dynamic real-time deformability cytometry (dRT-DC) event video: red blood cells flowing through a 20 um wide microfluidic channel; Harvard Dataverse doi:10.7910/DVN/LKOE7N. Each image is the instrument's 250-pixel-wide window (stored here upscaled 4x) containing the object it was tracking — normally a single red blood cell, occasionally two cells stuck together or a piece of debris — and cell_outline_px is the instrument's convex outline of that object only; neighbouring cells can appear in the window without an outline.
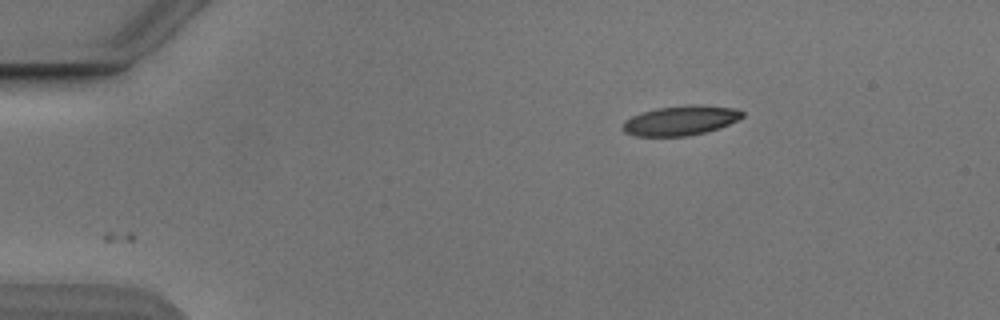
{"species": "Egyptian fruit bat (a non-hibernating species)", "species_latin": "Rousettus aegyptiacus", "temperature_condition": "cold", "stored_images_in_passage": 45, "camera_frame_rate_fps": 3000, "um_per_image_px": 0.085, "animal": {"sex": "male"}, "frame": {"image": 1, "passage_image": 1, "time_ms": 0.0, "image_size_px": [1000, 320], "cell_outline_px": [[744, 116], [720, 128], [688, 136], [636, 136], [624, 132], [620, 128], [624, 120], [632, 116], [656, 108], [732, 108], [744, 112]], "centroid_in_image_um": [57.74, 10.32], "position_along_channel_um": 27.3, "area_um2": 19.48}}
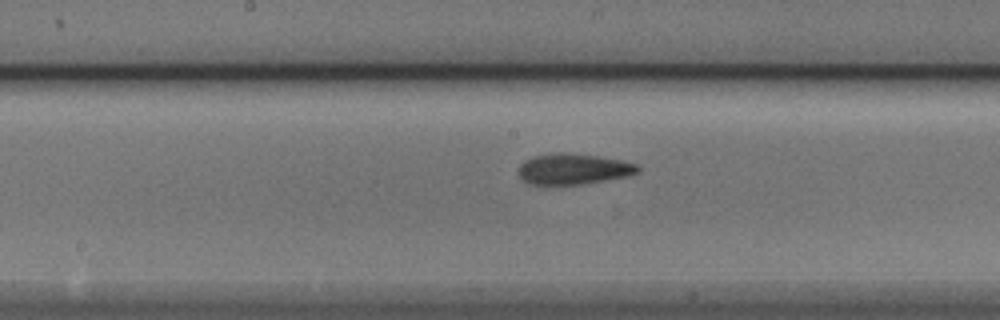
{"frame": {"image": 2, "passage_image": 20, "time_ms": 6.333, "image_size_px": [1000, 320], "cell_outline_px": [[640, 172], [628, 176], [580, 184], [532, 184], [524, 180], [520, 176], [520, 164], [524, 160], [532, 156], [556, 152], [568, 152], [596, 156], [620, 160], [636, 164], [640, 168]], "centroid_in_image_um": [48.74, 14.35], "position_along_channel_um": 199.5, "area_um2": 21.21}}
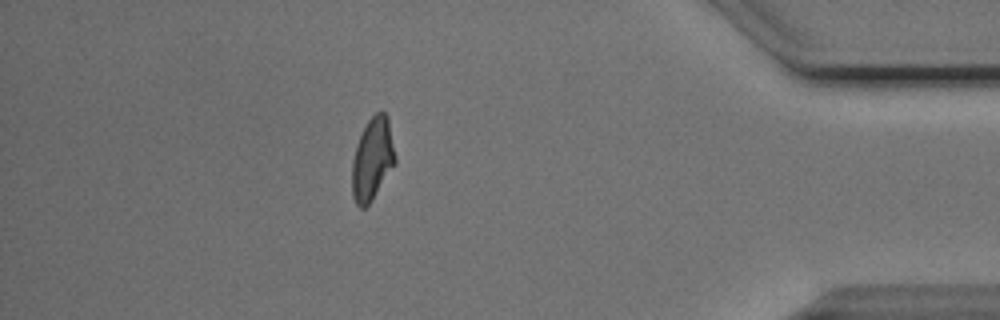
{"frame": {"image": 3, "passage_image": 39, "time_ms": 12.667, "image_size_px": [1000, 320], "cell_outline_px": [[396, 164], [372, 200], [364, 208], [360, 208], [356, 204], [352, 196], [352, 160], [356, 144], [368, 120], [376, 112], [384, 112], [388, 116], [396, 156]], "centroid_in_image_um": [31.66, 13.53], "position_along_channel_um": 403.5, "area_um2": 20.92}, "authors_computed_cell_mechanics": {"area_um2": 21.1548, "velocity_mm_per_s": 3.8688, "shape_relaxation_time_tau1_ms": 9.7038, "shape_relaxation_time_tau2_ms": 3.2751, "deformation_change_tau1": 0.2137, "deformation_change_tau2": 0.0975}}